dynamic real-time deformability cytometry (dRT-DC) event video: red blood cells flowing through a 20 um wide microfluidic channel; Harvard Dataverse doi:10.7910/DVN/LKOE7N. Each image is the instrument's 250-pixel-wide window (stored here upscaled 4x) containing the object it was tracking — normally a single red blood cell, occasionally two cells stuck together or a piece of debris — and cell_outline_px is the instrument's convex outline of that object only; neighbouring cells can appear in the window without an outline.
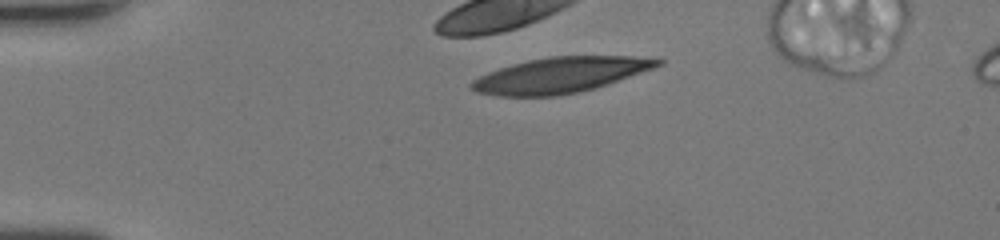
{"species": "human", "species_latin": "Homo sapiens", "temperature_condition": "room temperature", "stored_images_in_passage": 33, "camera_frame_rate_fps": 3000, "um_per_image_px": 0.085, "donor": {"sex": "female"}, "frame": {"image": 1, "passage_image": 1, "time_ms": 0.0, "image_size_px": [1000, 240], "cell_outline_px": [[664, 64], [608, 84], [596, 88], [580, 92], [560, 96], [500, 96], [476, 92], [468, 88], [468, 84], [472, 80], [488, 72], [512, 64], [528, 60], [552, 56], [632, 56], [664, 60]], "centroid_in_image_um": [47.59, 6.39], "position_along_channel_um": 37.4, "area_um2": 38.55}}
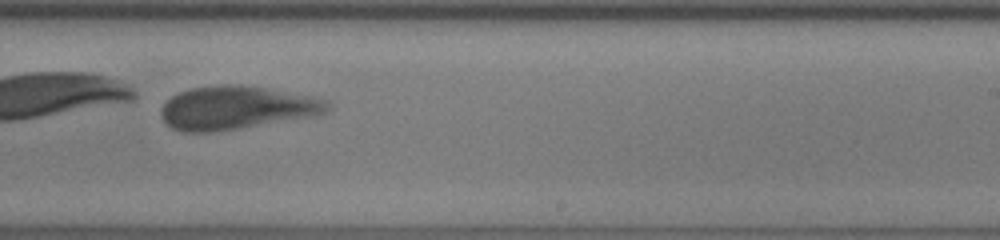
{"frame": {"image": 2, "passage_image": 23, "time_ms": 7.333, "image_size_px": [1000, 240], "cell_outline_px": [[332, 108], [328, 112], [316, 116], [212, 132], [184, 132], [172, 128], [160, 116], [160, 108], [172, 96], [180, 92], [192, 88], [228, 84], [240, 84], [268, 88], [312, 96], [328, 100], [332, 104]], "centroid_in_image_um": [20.16, 9.15], "position_along_channel_um": 268.8, "area_um2": 42.14}}
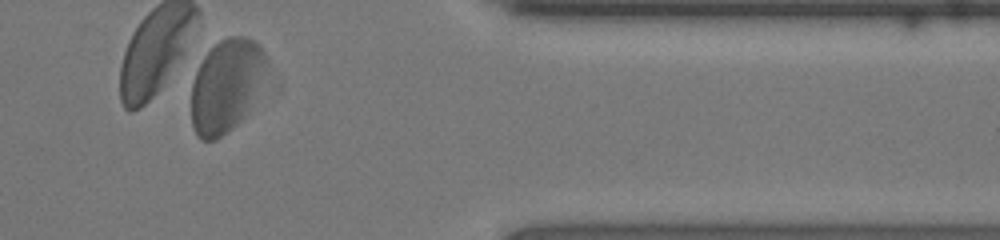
{"frame": {"image": 3, "passage_image": 33, "time_ms": 10.667, "image_size_px": [1000, 240], "cell_outline_px": [[268, 64], [244, 116], [228, 132], [216, 140], [200, 140], [196, 136], [192, 128], [192, 84], [196, 72], [204, 56], [220, 40], [228, 36], [244, 36], [260, 44], [268, 60]], "centroid_in_image_um": [19.2, 7.28], "position_along_channel_um": 392.2, "area_um2": 40.23}}